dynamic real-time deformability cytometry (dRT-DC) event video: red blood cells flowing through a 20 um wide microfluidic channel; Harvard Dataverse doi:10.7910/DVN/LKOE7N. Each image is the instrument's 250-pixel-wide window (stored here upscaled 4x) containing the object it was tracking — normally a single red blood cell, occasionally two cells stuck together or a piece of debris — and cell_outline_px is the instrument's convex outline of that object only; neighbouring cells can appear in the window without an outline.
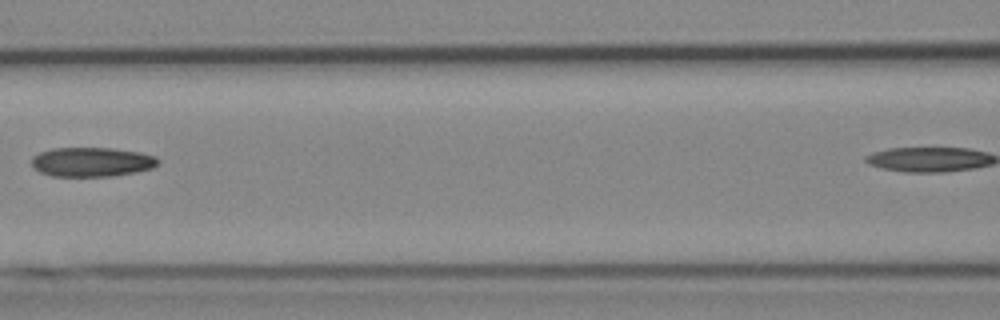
{"species": "Egyptian fruit bat (a non-hibernating species)", "species_latin": "Rousettus aegyptiacus", "temperature_condition": "cold", "stored_images_in_passage": 6, "camera_frame_rate_fps": 3000, "um_per_image_px": 0.085, "animal": {"sex": "female"}, "frame": {"image": 1, "passage_image": 5, "time_ms": 4.667, "image_size_px": [1000, 320], "cell_outline_px": [[160, 160], [152, 168], [136, 172], [112, 176], [52, 176], [40, 172], [32, 168], [32, 156], [40, 152], [52, 148], [112, 148], [140, 152], [156, 156]], "centroid_in_image_um": [7.79, 13.76], "position_along_channel_um": 158.8, "area_um2": 21.73}}